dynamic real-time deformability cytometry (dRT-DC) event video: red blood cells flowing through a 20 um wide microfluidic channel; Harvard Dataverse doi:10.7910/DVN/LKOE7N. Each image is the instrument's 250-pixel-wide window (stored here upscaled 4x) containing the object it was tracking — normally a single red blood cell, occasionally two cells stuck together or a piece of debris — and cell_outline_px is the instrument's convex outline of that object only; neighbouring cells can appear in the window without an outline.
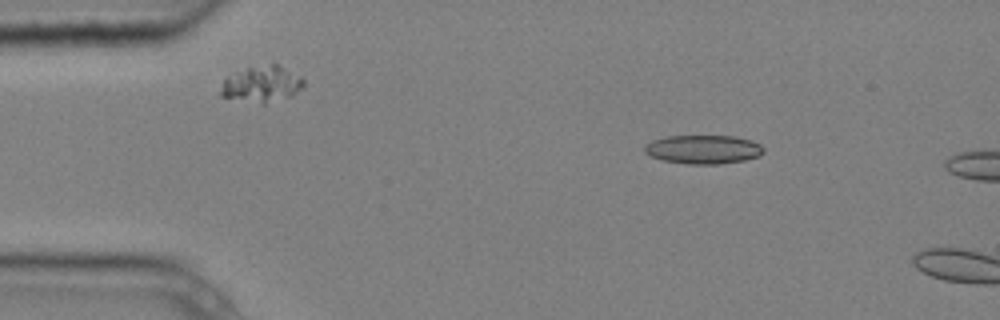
{"species": "common noctule bat (a hibernating species)", "species_latin": "Nyctalus noctula", "temperature_condition": "cold", "stored_images_in_passage": 2, "camera_frame_rate_fps": 3000, "um_per_image_px": 0.085, "animal": {"sex": "male", "body_mass_g": 20.4}, "frame": {"image": 1, "passage_image": 1, "time_ms": 0.0, "image_size_px": [1000, 320], "cell_outline_px": [[764, 152], [760, 156], [744, 160], [716, 164], [688, 164], [664, 160], [652, 156], [644, 152], [644, 144], [652, 140], [664, 136], [736, 136], [752, 140], [760, 144], [764, 148]], "centroid_in_image_um": [59.79, 12.69], "position_along_channel_um": 25.2, "area_um2": 20.06}}